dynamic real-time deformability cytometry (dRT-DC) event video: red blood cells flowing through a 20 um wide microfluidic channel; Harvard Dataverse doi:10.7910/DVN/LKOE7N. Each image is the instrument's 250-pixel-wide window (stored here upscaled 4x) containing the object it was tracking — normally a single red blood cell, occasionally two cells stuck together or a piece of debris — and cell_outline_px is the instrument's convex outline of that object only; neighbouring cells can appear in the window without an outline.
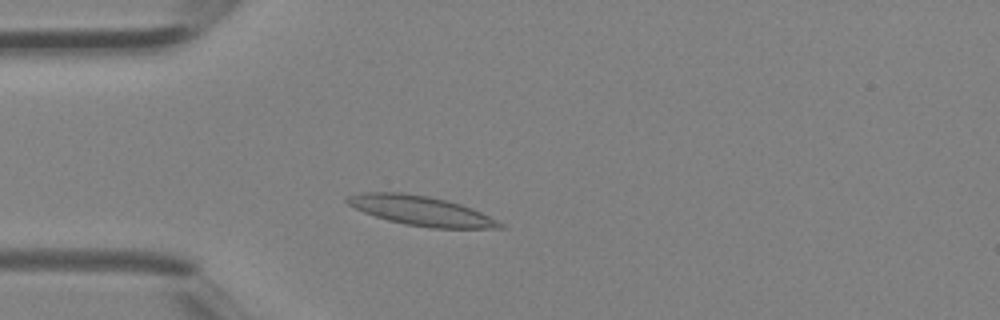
{"species": "Egyptian fruit bat (a non-hibernating species)", "species_latin": "Rousettus aegyptiacus", "temperature_condition": "room temperature", "stored_images_in_passage": 2, "camera_frame_rate_fps": 3000, "um_per_image_px": 0.085, "animal": {"sex": "female"}, "frame": {"image": 1, "passage_image": 2, "time_ms": 0.333, "image_size_px": [1000, 320], "cell_outline_px": [[504, 228], [432, 228], [404, 224], [388, 220], [364, 212], [348, 204], [344, 200], [348, 196], [360, 192], [404, 192], [428, 196], [460, 204], [472, 208], [504, 224]], "centroid_in_image_um": [35.76, 17.91], "position_along_channel_um": 49.2, "area_um2": 26.07}}